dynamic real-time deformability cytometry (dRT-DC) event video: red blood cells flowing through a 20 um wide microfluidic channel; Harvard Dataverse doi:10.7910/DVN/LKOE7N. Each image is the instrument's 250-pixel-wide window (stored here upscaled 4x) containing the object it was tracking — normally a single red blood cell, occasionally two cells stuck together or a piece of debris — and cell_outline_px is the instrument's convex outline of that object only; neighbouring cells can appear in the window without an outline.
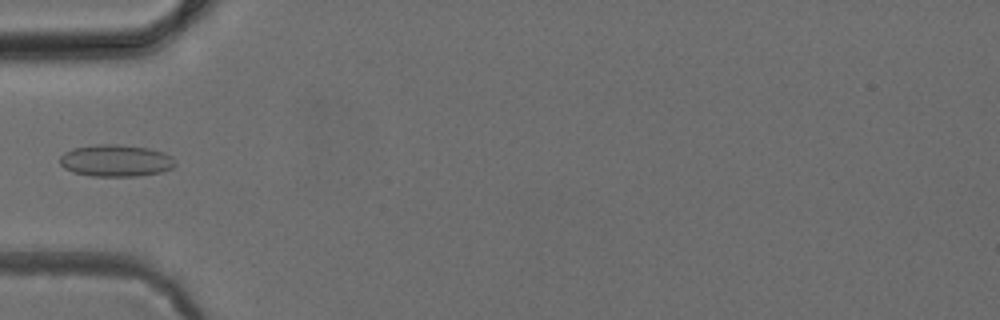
{"species": "common noctule bat (a hibernating species)", "species_latin": "Nyctalus noctula", "temperature_condition": "cold", "stored_images_in_passage": 9, "camera_frame_rate_fps": 3000, "um_per_image_px": 0.085, "animal": {"sex": "female", "body_mass_g": 24.6, "forearm_length_mm": 56.2}, "frame": {"image": 1, "passage_image": 1, "time_ms": 0.0, "image_size_px": [1000, 320], "cell_outline_px": [[176, 164], [172, 168], [160, 172], [136, 176], [92, 176], [72, 172], [64, 168], [60, 164], [60, 156], [64, 152], [72, 148], [100, 144], [116, 144], [148, 148], [164, 152], [172, 156]], "centroid_in_image_um": [9.83, 13.65], "position_along_channel_um": 75.2, "area_um2": 21.5}}